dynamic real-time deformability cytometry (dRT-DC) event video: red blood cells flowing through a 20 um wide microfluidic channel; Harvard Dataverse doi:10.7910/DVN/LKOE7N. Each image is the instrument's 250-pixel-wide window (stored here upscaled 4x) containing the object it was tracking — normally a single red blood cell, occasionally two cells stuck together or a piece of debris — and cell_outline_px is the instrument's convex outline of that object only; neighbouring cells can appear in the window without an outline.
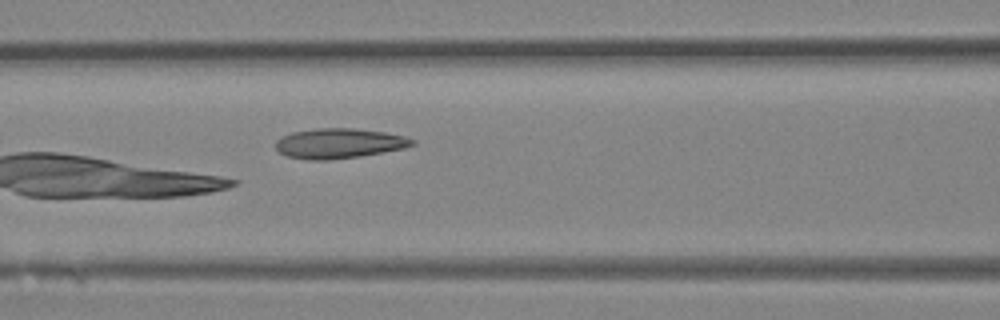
{"species": "Egyptian fruit bat (a non-hibernating species)", "species_latin": "Rousettus aegyptiacus", "temperature_condition": "room temperature", "stored_images_in_passage": 5, "camera_frame_rate_fps": 3000, "um_per_image_px": 0.085, "animal": {"sex": "female"}, "frame": {"image": 1, "passage_image": 5, "time_ms": 1.333, "image_size_px": [1000, 320], "cell_outline_px": [[416, 144], [404, 148], [360, 156], [328, 160], [308, 160], [288, 156], [280, 152], [276, 148], [276, 140], [280, 136], [292, 132], [316, 128], [356, 128], [384, 132], [404, 136], [416, 140]], "centroid_in_image_um": [28.82, 12.18], "position_along_channel_um": 137.8, "area_um2": 23.93}}